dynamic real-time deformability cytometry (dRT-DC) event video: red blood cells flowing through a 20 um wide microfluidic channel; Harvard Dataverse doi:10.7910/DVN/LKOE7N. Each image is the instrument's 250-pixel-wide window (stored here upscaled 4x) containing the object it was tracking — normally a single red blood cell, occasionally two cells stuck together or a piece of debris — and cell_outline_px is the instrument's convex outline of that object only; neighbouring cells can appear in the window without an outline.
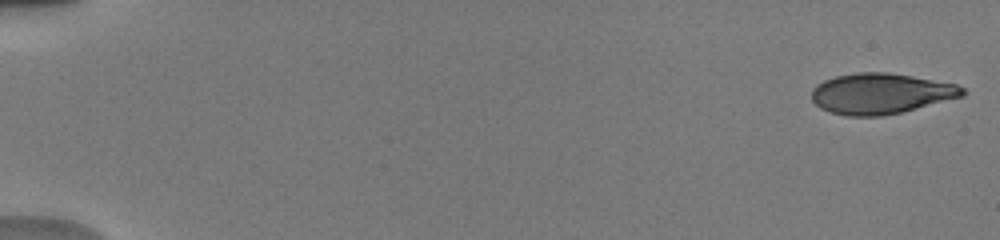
{"species": "human", "species_latin": "Homo sapiens", "temperature_condition": "warm", "stored_images_in_passage": 93, "camera_frame_rate_fps": 3000, "um_per_image_px": 0.085, "donor": {"sex": "male"}, "frame": {"image": 1, "passage_image": 1, "time_ms": 0.0, "image_size_px": [1000, 240], "cell_outline_px": [[968, 92], [964, 96], [884, 116], [848, 116], [832, 112], [820, 108], [812, 100], [812, 88], [816, 84], [824, 80], [836, 76], [856, 72], [888, 72], [912, 76], [956, 84], [964, 88]], "centroid_in_image_um": [74.86, 7.95], "position_along_channel_um": 10.1, "area_um2": 35.72}}
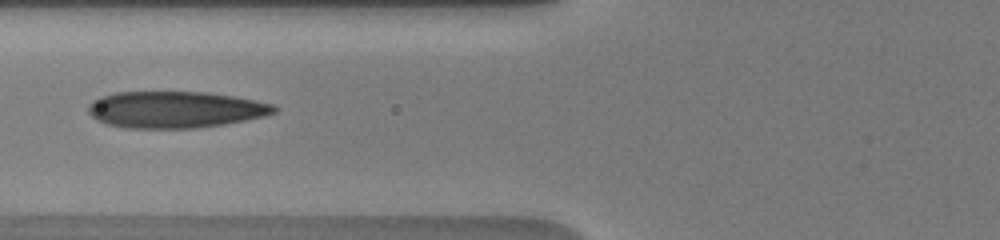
{"frame": {"image": 2, "passage_image": 41, "time_ms": 7.0, "image_size_px": [1000, 240], "cell_outline_px": [[280, 108], [276, 112], [264, 116], [224, 124], [196, 128], [124, 128], [108, 124], [96, 120], [88, 112], [88, 104], [92, 100], [100, 96], [116, 92], [208, 92], [236, 96], [256, 100], [272, 104]], "centroid_in_image_um": [14.89, 9.31], "position_along_channel_um": 110.9, "area_um2": 39.94}}
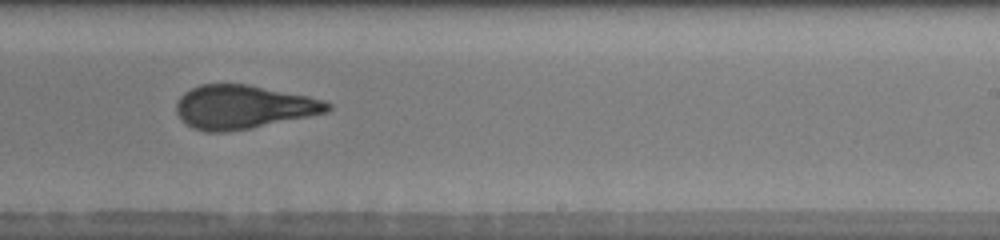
{"frame": {"image": 3, "passage_image": 61, "time_ms": 11.0, "image_size_px": [1000, 240], "cell_outline_px": [[332, 108], [328, 112], [228, 132], [204, 132], [192, 128], [176, 112], [176, 104], [180, 96], [184, 92], [200, 84], [248, 84], [308, 96], [324, 100], [332, 104]], "centroid_in_image_um": [20.67, 9.08], "position_along_channel_um": 268.3, "area_um2": 38.21}, "authors_computed_cell_mechanics": {"area_um2": 37.8012, "velocity_mm_per_s": 3.936, "shape_relaxation_time_tau1_ms": 7.3135, "shape_relaxation_time_tau2_ms": 1.2738, "deformation_change_tau1": 0.2473, "deformation_change_tau2": 0.0874}}